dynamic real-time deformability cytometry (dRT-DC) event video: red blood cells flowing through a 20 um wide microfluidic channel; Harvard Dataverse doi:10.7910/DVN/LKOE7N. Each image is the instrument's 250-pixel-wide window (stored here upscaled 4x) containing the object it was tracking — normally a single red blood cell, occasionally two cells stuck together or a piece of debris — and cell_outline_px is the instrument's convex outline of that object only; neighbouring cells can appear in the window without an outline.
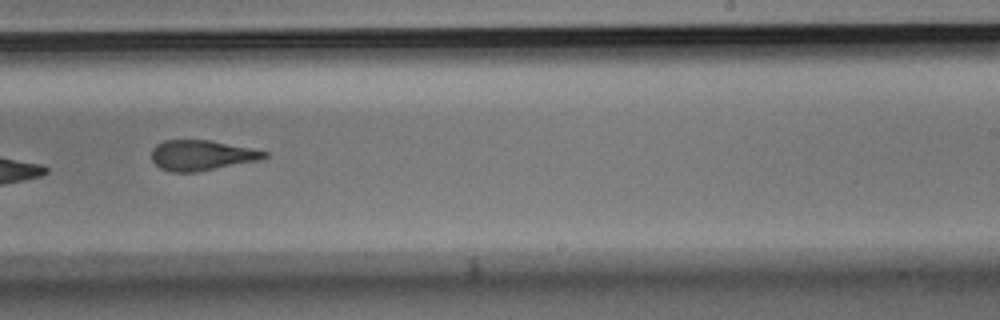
{"species": "Egyptian fruit bat (a non-hibernating species)", "species_latin": "Rousettus aegyptiacus", "temperature_condition": "room temperature", "stored_images_in_passage": 12, "camera_frame_rate_fps": 3000, "um_per_image_px": 0.085, "animal": {"sex": "male"}, "frame": {"image": 1, "passage_image": 7, "time_ms": 2.0, "image_size_px": [1000, 320], "cell_outline_px": [[268, 156], [256, 160], [196, 172], [172, 172], [160, 168], [152, 160], [152, 148], [156, 144], [164, 140], [208, 140], [252, 148], [268, 152]], "centroid_in_image_um": [17.09, 13.19], "position_along_channel_um": 271.9, "area_um2": 19.65}}
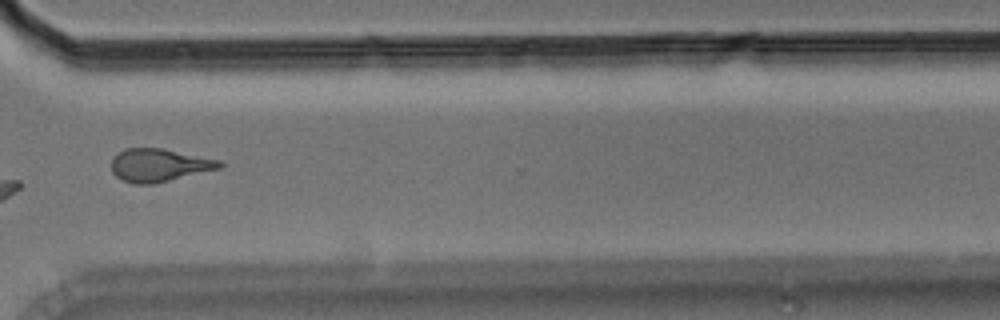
{"frame": {"image": 2, "passage_image": 9, "time_ms": 2.667, "image_size_px": [1000, 320], "cell_outline_px": [[224, 168], [152, 184], [136, 184], [120, 180], [112, 172], [112, 156], [124, 148], [160, 148], [220, 160], [224, 164]], "centroid_in_image_um": [13.52, 14.04], "position_along_channel_um": 357.1, "area_um2": 20.92}}